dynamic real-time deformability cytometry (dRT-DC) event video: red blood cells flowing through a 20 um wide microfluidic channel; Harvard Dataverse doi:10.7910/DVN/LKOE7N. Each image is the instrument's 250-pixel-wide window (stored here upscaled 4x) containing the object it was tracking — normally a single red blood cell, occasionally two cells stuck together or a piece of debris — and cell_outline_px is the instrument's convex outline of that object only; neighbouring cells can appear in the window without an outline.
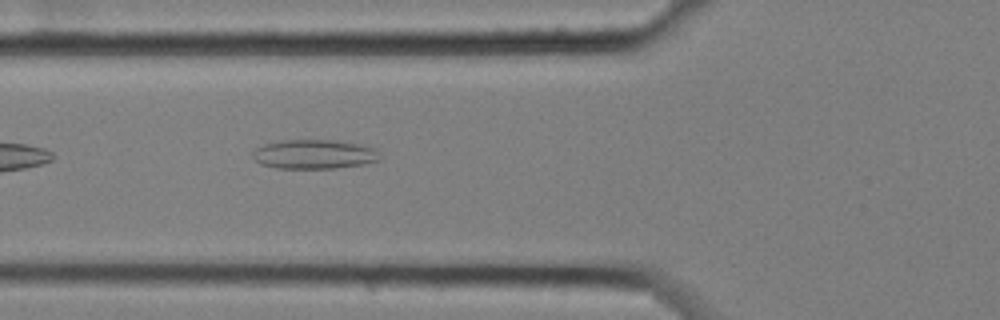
{"species": "common noctule bat (a hibernating species)", "species_latin": "Nyctalus noctula", "temperature_condition": "cold", "stored_images_in_passage": 6, "camera_frame_rate_fps": 3000, "um_per_image_px": 0.085, "animal": {"sex": "female", "body_mass_g": 25.1}, "frame": {"image": 1, "passage_image": 6, "time_ms": 1.667, "image_size_px": [1000, 320], "cell_outline_px": [[380, 160], [364, 164], [336, 168], [276, 168], [260, 164], [252, 156], [252, 152], [256, 148], [264, 144], [280, 140], [336, 140], [360, 144], [376, 148]], "centroid_in_image_um": [26.7, 13.1], "position_along_channel_um": 99.1, "area_um2": 21.79}}